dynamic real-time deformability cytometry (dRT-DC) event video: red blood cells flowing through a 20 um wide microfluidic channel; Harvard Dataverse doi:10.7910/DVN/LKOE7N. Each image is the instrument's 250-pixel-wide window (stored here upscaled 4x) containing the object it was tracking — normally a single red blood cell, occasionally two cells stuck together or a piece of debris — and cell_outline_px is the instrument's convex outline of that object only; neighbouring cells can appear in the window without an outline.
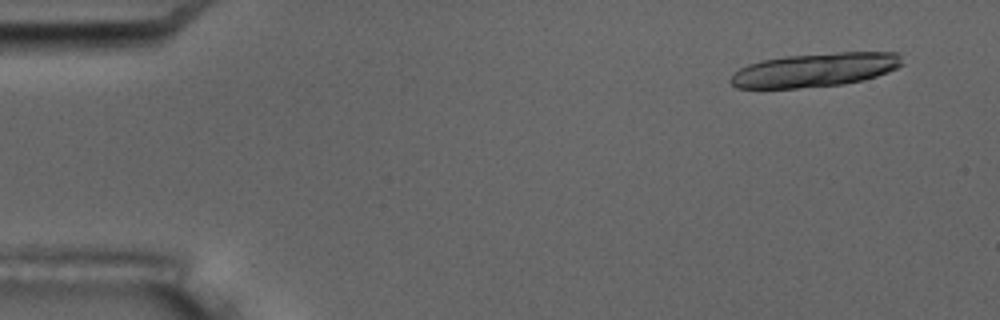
{"species": "common noctule bat (a hibernating species)", "species_latin": "Nyctalus noctula", "temperature_condition": "room temperature", "stored_images_in_passage": 6, "camera_frame_rate_fps": 3000, "um_per_image_px": 0.085, "animal": {"sex": "male", "body_mass_g": 17.5, "forearm_length_mm": 52.3}, "frame": {"image": 1, "passage_image": 1, "time_ms": 0.0, "image_size_px": [1000, 320], "cell_outline_px": [[904, 64], [888, 72], [864, 80], [844, 84], [796, 88], [736, 88], [728, 80], [740, 68], [748, 64], [764, 60], [784, 56], [836, 52], [900, 52]], "centroid_in_image_um": [69.32, 5.93], "position_along_channel_um": 15.7, "area_um2": 33.93}}